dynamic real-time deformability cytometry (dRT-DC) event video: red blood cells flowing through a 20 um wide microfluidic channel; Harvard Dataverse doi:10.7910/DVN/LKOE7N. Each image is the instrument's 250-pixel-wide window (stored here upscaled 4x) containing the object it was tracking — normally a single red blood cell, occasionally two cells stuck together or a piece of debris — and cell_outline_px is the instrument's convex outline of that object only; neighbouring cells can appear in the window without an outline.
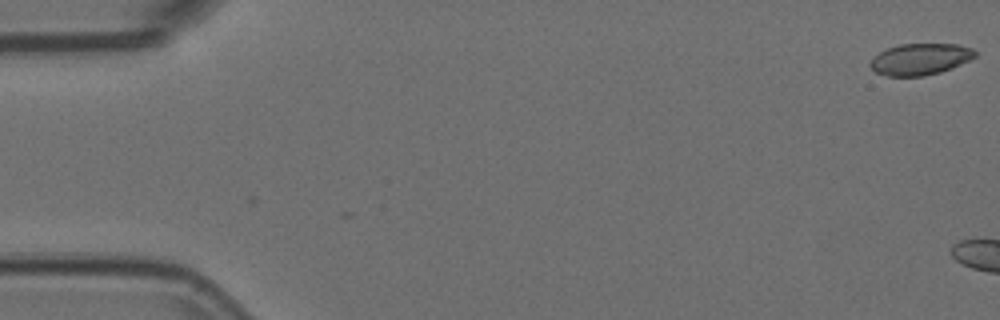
{"species": "Egyptian fruit bat (a non-hibernating species)", "species_latin": "Rousettus aegyptiacus", "temperature_condition": "room temperature", "stored_images_in_passage": 5, "camera_frame_rate_fps": 3000, "um_per_image_px": 0.085, "animal": {"sex": "female"}, "frame": {"image": 1, "passage_image": 1, "time_ms": 0.0, "image_size_px": [1000, 320], "cell_outline_px": [[976, 56], [952, 68], [940, 72], [924, 76], [888, 76], [876, 72], [868, 64], [884, 48], [900, 44], [956, 44], [972, 48], [976, 52]], "centroid_in_image_um": [78.21, 5.02], "position_along_channel_um": 6.8, "area_um2": 19.13}}